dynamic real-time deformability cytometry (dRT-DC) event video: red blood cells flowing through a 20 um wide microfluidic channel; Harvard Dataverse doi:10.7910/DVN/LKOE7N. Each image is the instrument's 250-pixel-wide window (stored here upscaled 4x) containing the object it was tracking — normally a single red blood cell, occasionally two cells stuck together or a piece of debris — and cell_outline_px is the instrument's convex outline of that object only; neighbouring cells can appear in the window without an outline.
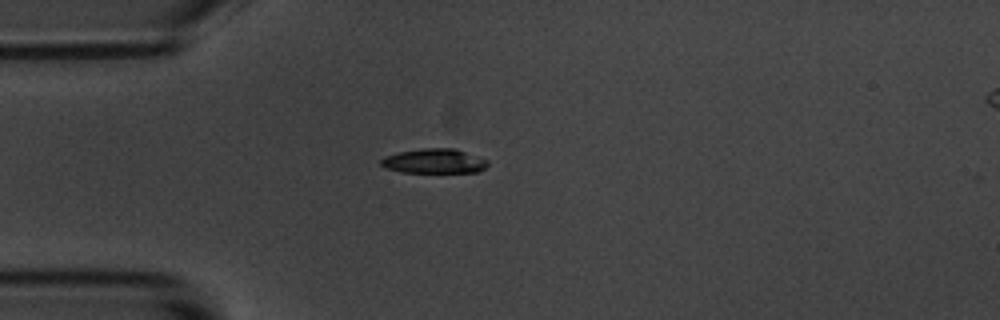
{"species": "common noctule bat (a hibernating species)", "species_latin": "Nyctalus noctula", "temperature_condition": "room temperature", "stored_images_in_passage": 43, "camera_frame_rate_fps": 3000, "um_per_image_px": 0.085, "animal": {"sex": "male", "body_mass_g": 20.1, "forearm_length_mm": 53.5}, "frame": {"image": 1, "passage_image": 1, "time_ms": 0.0, "image_size_px": [1000, 320], "cell_outline_px": [[488, 164], [480, 172], [400, 172], [384, 168], [380, 164], [380, 160], [384, 156], [400, 152], [424, 148], [452, 148], [488, 160]], "centroid_in_image_um": [36.87, 13.7], "position_along_channel_um": 48.1, "area_um2": 15.2}}
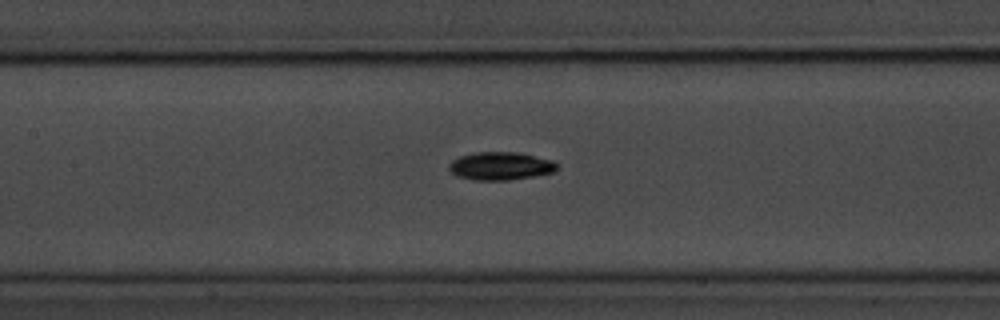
{"frame": {"image": 2, "passage_image": 12, "time_ms": 3.667, "image_size_px": [1000, 320], "cell_outline_px": [[556, 172], [536, 176], [508, 180], [472, 180], [456, 176], [448, 168], [448, 164], [452, 160], [460, 156], [476, 152], [516, 152], [552, 160], [556, 164]], "centroid_in_image_um": [42.52, 14.12], "position_along_channel_um": 164.9, "area_um2": 17.69}}
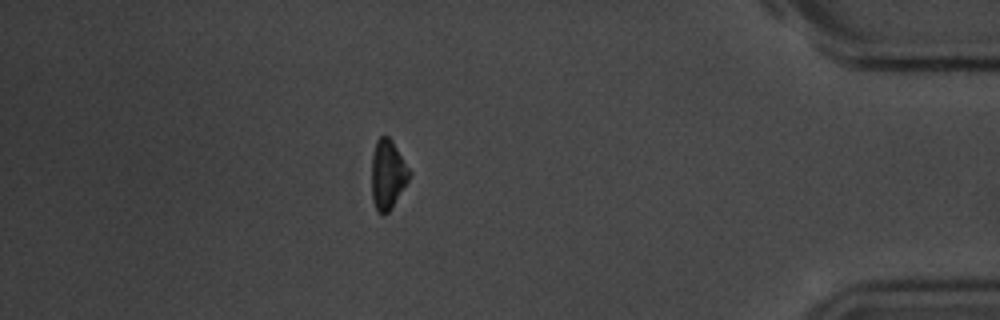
{"frame": {"image": 3, "passage_image": 36, "time_ms": 11.667, "image_size_px": [1000, 320], "cell_outline_px": [[412, 172], [408, 180], [392, 208], [388, 212], [376, 212], [372, 200], [372, 156], [376, 140], [380, 136], [388, 136], [392, 140]], "centroid_in_image_um": [32.95, 14.81], "position_along_channel_um": 402.2, "area_um2": 15.26}, "authors_computed_cell_mechanics": {"area_um2": 16.473, "velocity_mm_per_s": 3.507, "shape_relaxation_time_tau1_ms": 2.3344, "shape_relaxation_time_tau2_ms": null, "deformation_change_tau1": 0.0935, "deformation_change_tau2": null}}